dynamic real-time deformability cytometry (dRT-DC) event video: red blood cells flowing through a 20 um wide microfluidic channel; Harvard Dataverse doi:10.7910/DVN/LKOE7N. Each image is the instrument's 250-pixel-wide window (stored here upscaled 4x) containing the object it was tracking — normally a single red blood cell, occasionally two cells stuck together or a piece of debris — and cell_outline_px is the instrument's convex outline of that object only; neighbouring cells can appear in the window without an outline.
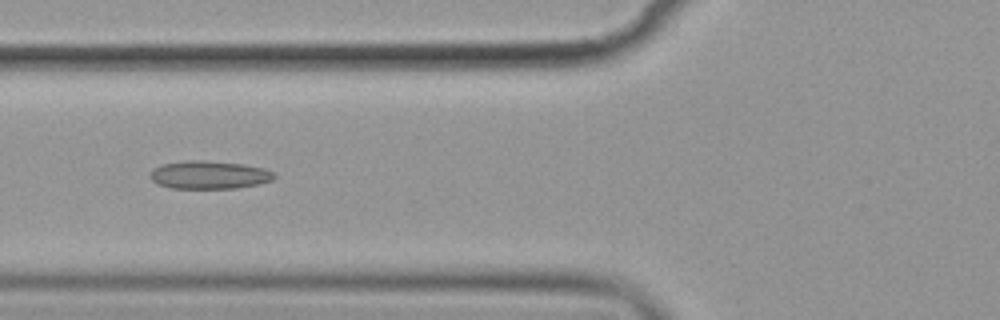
{"species": "common noctule bat (a hibernating species)", "species_latin": "Nyctalus noctula", "temperature_condition": "cold", "stored_images_in_passage": 8, "camera_frame_rate_fps": 3000, "um_per_image_px": 0.085, "animal": {"sex": "female", "body_mass_g": 19.9}, "frame": {"image": 1, "passage_image": 7, "time_ms": 7.0, "image_size_px": [1000, 320], "cell_outline_px": [[276, 176], [272, 180], [256, 184], [236, 188], [172, 188], [156, 184], [148, 176], [152, 168], [160, 164], [188, 160], [204, 160], [244, 164], [264, 168], [276, 172]], "centroid_in_image_um": [17.75, 14.85], "position_along_channel_um": 108.1, "area_um2": 20.52}}
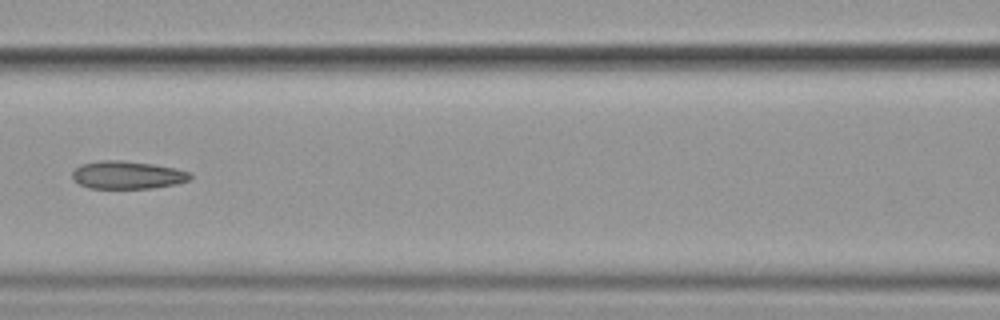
{"frame": {"image": 2, "passage_image": 8, "time_ms": 8.333, "image_size_px": [1000, 320], "cell_outline_px": [[192, 176], [188, 180], [176, 184], [152, 188], [88, 188], [72, 180], [72, 172], [80, 164], [100, 160], [124, 160], [152, 164], [176, 168], [188, 172]], "centroid_in_image_um": [10.79, 14.87], "position_along_channel_um": 155.8, "area_um2": 19.19}}